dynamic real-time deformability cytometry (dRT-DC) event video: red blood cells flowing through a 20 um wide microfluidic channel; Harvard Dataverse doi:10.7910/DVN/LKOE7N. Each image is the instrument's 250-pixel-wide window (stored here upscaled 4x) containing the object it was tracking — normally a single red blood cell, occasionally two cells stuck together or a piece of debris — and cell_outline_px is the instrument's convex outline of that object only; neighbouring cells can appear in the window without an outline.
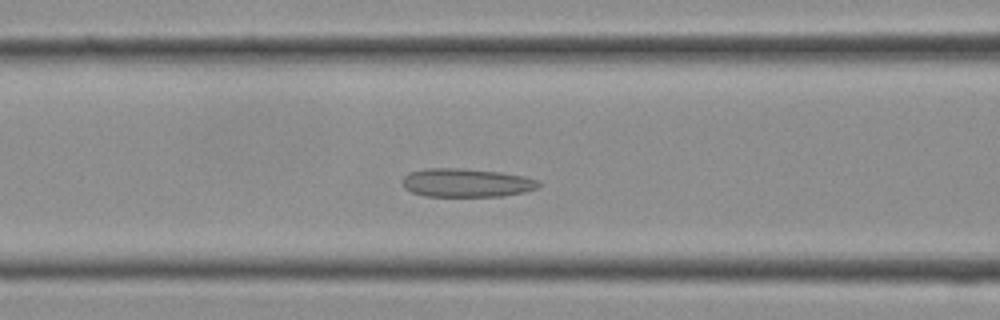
{"species": "Egyptian fruit bat (a non-hibernating species)", "species_latin": "Rousettus aegyptiacus", "temperature_condition": "cold", "stored_images_in_passage": 24, "camera_frame_rate_fps": 3000, "um_per_image_px": 0.085, "frame": {"image": 1, "passage_image": 11, "time_ms": 3.333, "image_size_px": [1000, 320], "cell_outline_px": [[544, 184], [540, 188], [524, 192], [500, 196], [424, 196], [412, 192], [404, 188], [404, 176], [408, 172], [424, 168], [464, 168], [500, 172], [524, 176], [540, 180]], "centroid_in_image_um": [39.7, 15.53], "position_along_channel_um": 126.9, "area_um2": 22.95}}
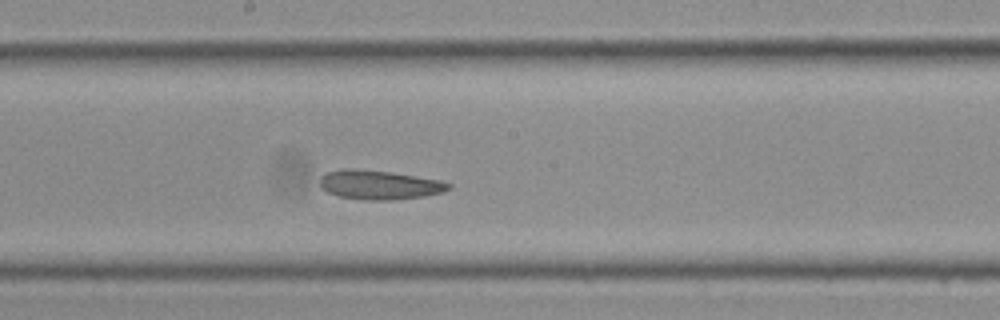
{"frame": {"image": 2, "passage_image": 15, "time_ms": 4.667, "image_size_px": [1000, 320], "cell_outline_px": [[452, 188], [444, 192], [424, 196], [392, 200], [364, 200], [340, 196], [328, 192], [320, 184], [320, 176], [328, 172], [344, 168], [352, 168], [392, 172], [440, 180], [452, 184]], "centroid_in_image_um": [32.28, 15.7], "position_along_channel_um": 215.9, "area_um2": 21.91}}
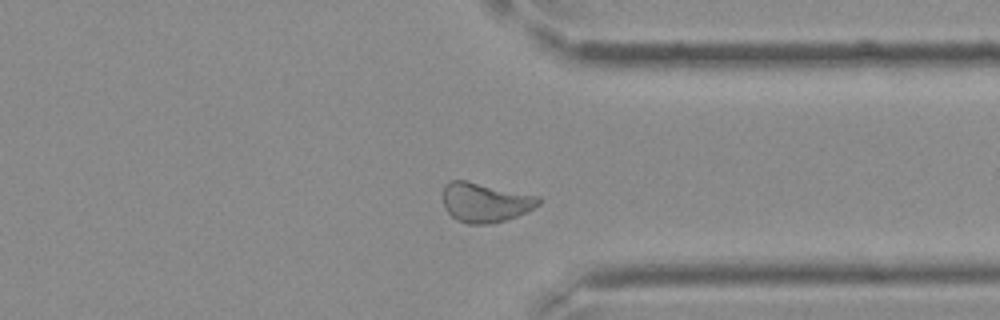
{"frame": {"image": 3, "passage_image": 22, "time_ms": 7.0, "image_size_px": [1000, 320], "cell_outline_px": [[544, 200], [540, 204], [516, 216], [504, 220], [488, 224], [468, 224], [456, 220], [444, 208], [444, 184], [448, 180], [468, 180], [540, 196]], "centroid_in_image_um": [41.24, 17.18], "position_along_channel_um": 370.2, "area_um2": 22.2}}